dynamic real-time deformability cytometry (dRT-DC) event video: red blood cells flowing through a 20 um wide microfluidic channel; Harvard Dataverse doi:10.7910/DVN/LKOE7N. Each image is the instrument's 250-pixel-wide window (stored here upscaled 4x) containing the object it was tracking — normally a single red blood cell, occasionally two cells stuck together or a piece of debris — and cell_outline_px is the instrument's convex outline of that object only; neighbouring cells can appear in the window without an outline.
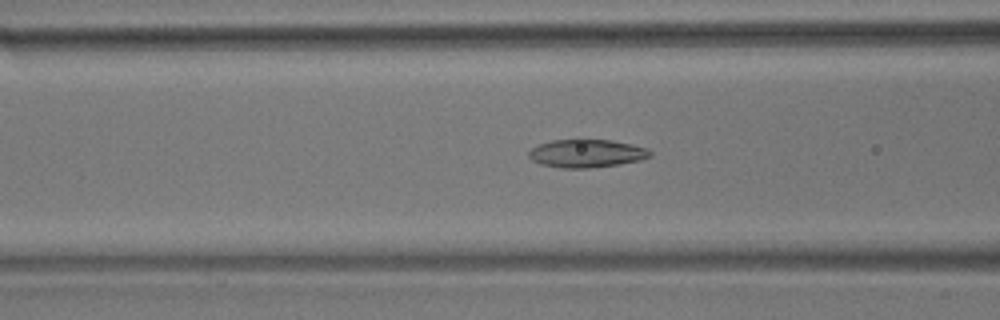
{"species": "common noctule bat (a hibernating species)", "species_latin": "Nyctalus noctula", "temperature_condition": "room temperature", "stored_images_in_passage": 57, "camera_frame_rate_fps": 3000, "um_per_image_px": 0.085, "animal": {"sex": "male", "body_mass_g": 17.9}, "frame": {"image": 1, "passage_image": 22, "time_ms": 7.0, "image_size_px": [1000, 320], "cell_outline_px": [[652, 156], [640, 160], [620, 164], [592, 168], [560, 168], [540, 164], [532, 160], [528, 156], [528, 152], [532, 148], [540, 144], [552, 140], [576, 136], [580, 136], [608, 140], [632, 144], [648, 148], [652, 152]], "centroid_in_image_um": [49.85, 13.0], "position_along_channel_um": 116.8, "area_um2": 20.75}}
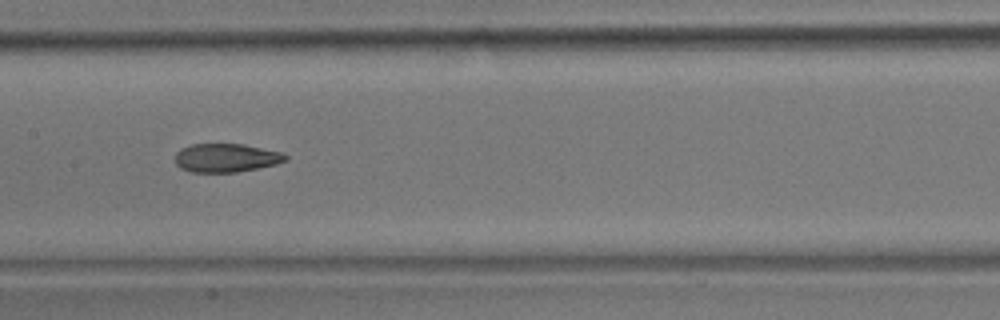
{"frame": {"image": 2, "passage_image": 28, "time_ms": 9.0, "image_size_px": [1000, 320], "cell_outline_px": [[288, 160], [276, 164], [236, 172], [192, 172], [180, 168], [176, 164], [176, 152], [180, 148], [192, 144], [244, 144], [284, 152], [288, 156]], "centroid_in_image_um": [19.24, 13.41], "position_along_channel_um": 188.2, "area_um2": 18.5}}
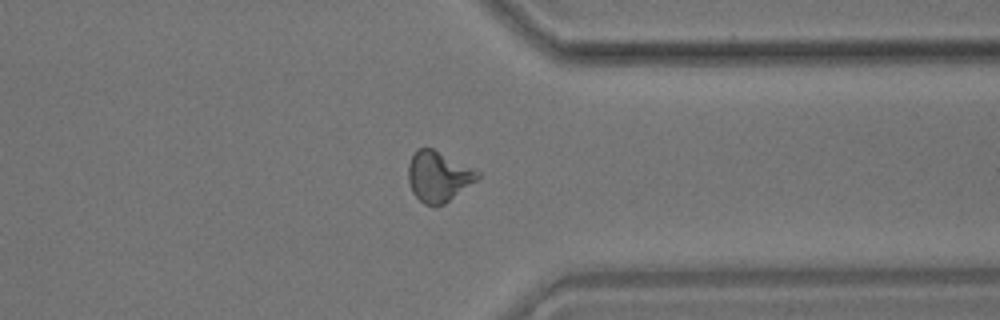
{"frame": {"image": 3, "passage_image": 44, "time_ms": 14.333, "image_size_px": [1000, 320], "cell_outline_px": [[480, 176], [476, 180], [444, 204], [424, 204], [412, 192], [408, 180], [408, 164], [416, 148], [432, 148], [480, 172]], "centroid_in_image_um": [37.23, 14.98], "position_along_channel_um": 374.2, "area_um2": 19.94}, "authors_computed_cell_mechanics": {"area_um2": 19.941, "velocity_mm_per_s": 3.5566, "shape_relaxation_time_tau1_ms": 7.4764, "shape_relaxation_time_tau2_ms": 3.0824, "deformation_change_tau1": 0.1909, "deformation_change_tau2": 0.0842}}